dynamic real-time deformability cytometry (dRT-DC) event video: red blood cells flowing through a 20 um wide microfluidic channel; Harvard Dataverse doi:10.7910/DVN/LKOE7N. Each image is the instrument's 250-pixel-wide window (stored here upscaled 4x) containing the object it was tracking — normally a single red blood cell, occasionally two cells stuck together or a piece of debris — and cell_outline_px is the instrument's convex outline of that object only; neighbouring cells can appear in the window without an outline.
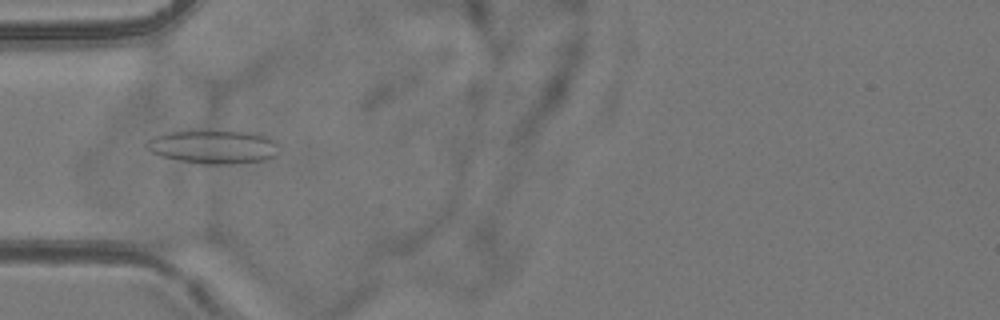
{"species": "common noctule bat (a hibernating species)", "species_latin": "Nyctalus noctula", "temperature_condition": "room temperature", "stored_images_in_passage": 44, "camera_frame_rate_fps": 3000, "um_per_image_px": 0.085, "animal": {"sex": "female", "body_mass_g": 24.6, "forearm_length_mm": 56.2}, "frame": {"image": 1, "passage_image": 7, "time_ms": 2.0, "image_size_px": [1000, 320], "cell_outline_px": [[280, 152], [276, 156], [264, 160], [232, 164], [204, 164], [180, 160], [160, 156], [144, 148], [144, 144], [148, 140], [156, 136], [168, 132], [188, 128], [228, 128], [256, 132], [272, 140], [276, 144]], "centroid_in_image_um": [18.12, 12.41], "position_along_channel_um": 66.9, "area_um2": 27.4}}
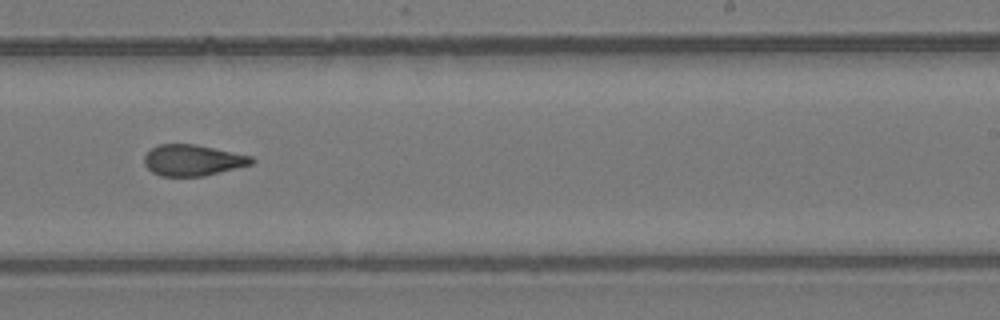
{"frame": {"image": 2, "passage_image": 23, "time_ms": 7.333, "image_size_px": [1000, 320], "cell_outline_px": [[256, 160], [252, 164], [204, 176], [160, 176], [152, 172], [144, 164], [144, 156], [156, 144], [196, 144], [252, 156]], "centroid_in_image_um": [16.38, 13.61], "position_along_channel_um": 272.6, "area_um2": 19.48}}
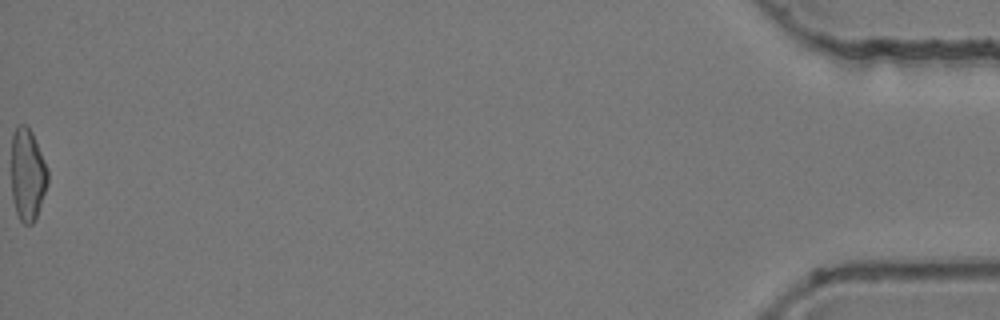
{"frame": {"image": 3, "passage_image": 44, "time_ms": 14.333, "image_size_px": [1000, 320], "cell_outline_px": [[48, 180], [36, 216], [32, 224], [24, 224], [20, 220], [16, 212], [12, 196], [12, 136], [16, 128], [20, 124], [24, 124], [32, 132], [48, 168]], "centroid_in_image_um": [2.33, 14.83], "position_along_channel_um": 432.9, "area_um2": 19.25}, "authors_computed_cell_mechanics": {"area_um2": 19.7965, "velocity_mm_per_s": 3.8357, "shape_relaxation_time_tau1_ms": null, "shape_relaxation_time_tau2_ms": 2.1356, "deformation_change_tau1": null, "deformation_change_tau2": 0.0944}}